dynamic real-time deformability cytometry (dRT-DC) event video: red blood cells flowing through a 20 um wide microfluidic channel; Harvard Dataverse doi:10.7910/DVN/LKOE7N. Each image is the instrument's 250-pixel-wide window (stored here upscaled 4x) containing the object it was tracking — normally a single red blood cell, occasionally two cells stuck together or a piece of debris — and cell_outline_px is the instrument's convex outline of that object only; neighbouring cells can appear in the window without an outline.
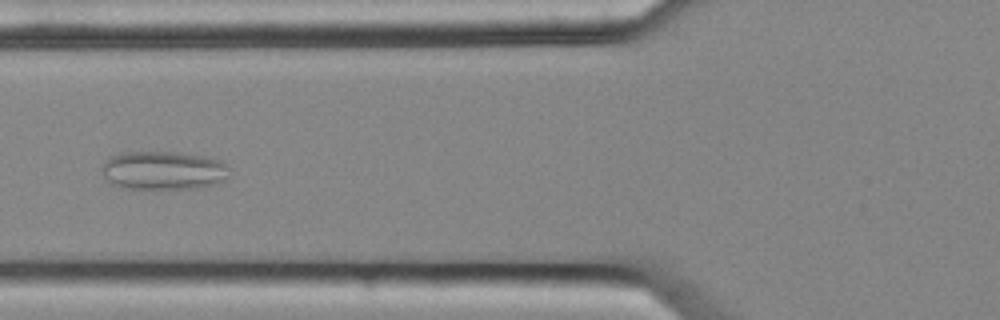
{"species": "common noctule bat (a hibernating species)", "species_latin": "Nyctalus noctula", "temperature_condition": "cold", "stored_images_in_passage": 9, "camera_frame_rate_fps": 3000, "um_per_image_px": 0.085, "animal": {"sex": "female", "body_mass_g": 25.1}, "frame": {"image": 1, "passage_image": 4, "time_ms": 1.0, "image_size_px": [1000, 320], "cell_outline_px": [[228, 164], [224, 180], [212, 184], [196, 188], [124, 188], [112, 184], [100, 172], [100, 168], [104, 160], [112, 156], [124, 152], [172, 152], [204, 156], [220, 160]], "centroid_in_image_um": [13.82, 14.47], "position_along_channel_um": 112.0, "area_um2": 28.44}}